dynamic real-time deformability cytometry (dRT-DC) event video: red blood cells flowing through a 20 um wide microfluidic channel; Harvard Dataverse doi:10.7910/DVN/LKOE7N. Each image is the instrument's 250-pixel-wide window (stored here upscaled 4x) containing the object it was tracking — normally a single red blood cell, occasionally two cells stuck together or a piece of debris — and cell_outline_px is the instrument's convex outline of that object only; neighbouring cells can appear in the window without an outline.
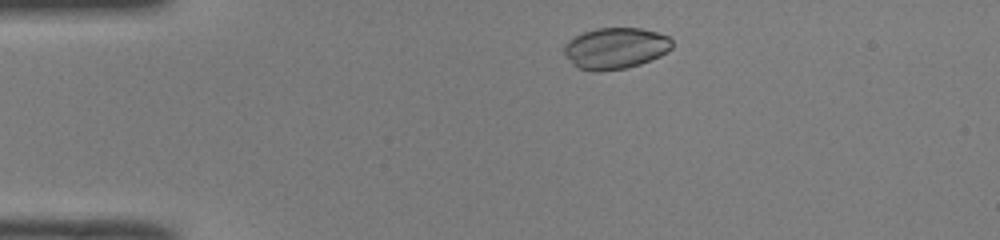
{"species": "common noctule bat (a hibernating species)", "species_latin": "Nyctalus noctula", "temperature_condition": "room temperature", "stored_images_in_passage": 44, "camera_frame_rate_fps": 3000, "um_per_image_px": 0.085, "animal": {"sex": "male", "body_mass_g": 19.0, "forearm_length_mm": 50.8}, "frame": {"image": 1, "passage_image": 4, "time_ms": 1.0, "image_size_px": [1000, 240], "cell_outline_px": [[672, 48], [668, 52], [660, 56], [640, 64], [624, 68], [580, 68], [564, 52], [564, 44], [568, 40], [584, 32], [596, 28], [640, 28], [656, 32], [668, 36], [672, 40]], "centroid_in_image_um": [52.39, 4.04], "position_along_channel_um": 32.6, "area_um2": 25.03}}
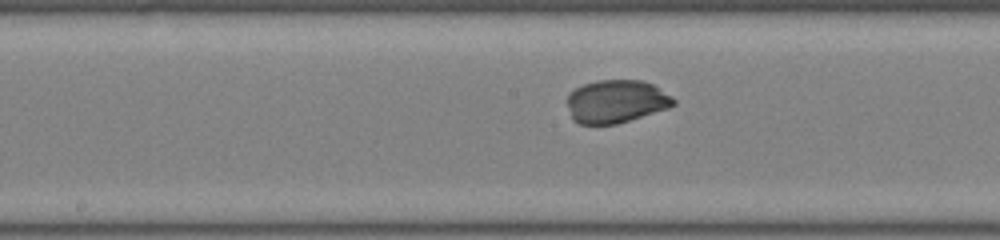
{"frame": {"image": 2, "passage_image": 20, "time_ms": 6.333, "image_size_px": [1000, 240], "cell_outline_px": [[676, 104], [668, 108], [616, 124], [580, 124], [572, 120], [564, 100], [568, 92], [584, 84], [596, 80], [640, 80], [652, 84], [672, 96], [676, 100]], "centroid_in_image_um": [52.31, 8.62], "position_along_channel_um": 195.9, "area_um2": 26.93}}
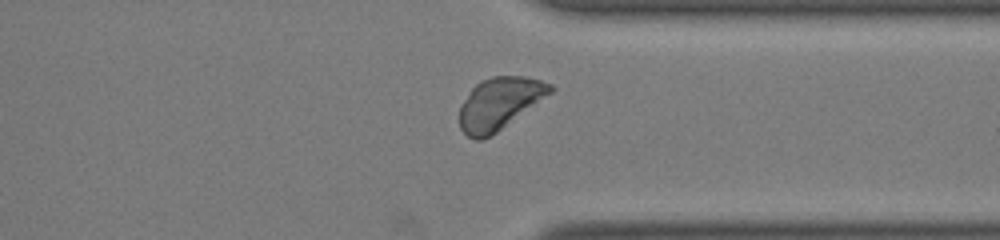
{"frame": {"image": 3, "passage_image": 33, "time_ms": 10.667, "image_size_px": [1000, 240], "cell_outline_px": [[556, 88], [552, 92], [496, 132], [480, 140], [476, 140], [468, 136], [460, 128], [460, 104], [472, 88], [480, 80], [492, 76], [524, 76], [540, 80], [552, 84]], "centroid_in_image_um": [42.44, 8.77], "position_along_channel_um": 369.0, "area_um2": 27.17}, "authors_computed_cell_mechanics": {"area_um2": 27.0215, "velocity_mm_per_s": 3.9918, "shape_relaxation_time_tau1_ms": 3.9843, "shape_relaxation_time_tau2_ms": null, "deformation_change_tau1": 0.2207, "deformation_change_tau2": null}}